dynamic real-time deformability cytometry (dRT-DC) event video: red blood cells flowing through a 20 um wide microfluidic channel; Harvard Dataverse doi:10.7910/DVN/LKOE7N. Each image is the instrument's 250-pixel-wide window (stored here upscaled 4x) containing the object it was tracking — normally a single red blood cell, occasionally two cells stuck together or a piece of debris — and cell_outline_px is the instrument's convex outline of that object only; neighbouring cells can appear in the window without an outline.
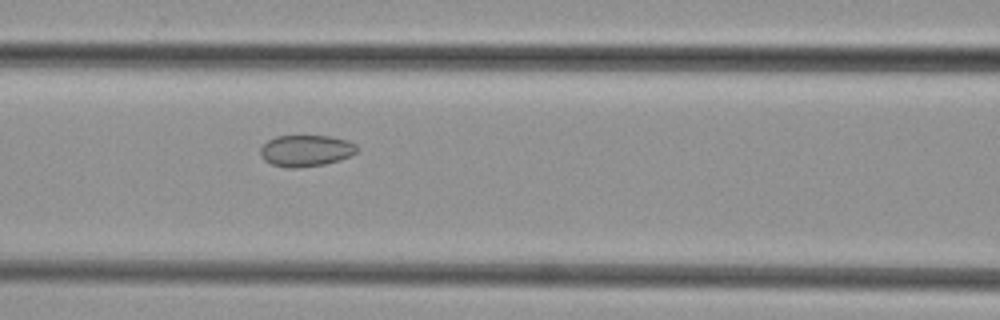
{"species": "common noctule bat (a hibernating species)", "species_latin": "Nyctalus noctula", "temperature_condition": "cold", "stored_images_in_passage": 36, "camera_frame_rate_fps": 3000, "um_per_image_px": 0.085, "animal": {"sex": "female", "body_mass_g": 29.2, "forearm_length_mm": 56.3}, "frame": {"image": 1, "passage_image": 9, "time_ms": 2.667, "image_size_px": [1000, 320], "cell_outline_px": [[360, 148], [356, 152], [340, 160], [324, 164], [296, 168], [288, 168], [272, 164], [264, 160], [260, 156], [260, 148], [268, 140], [276, 136], [332, 136], [348, 140], [356, 144]], "centroid_in_image_um": [26.01, 12.8], "position_along_channel_um": 140.6, "area_um2": 17.8}}
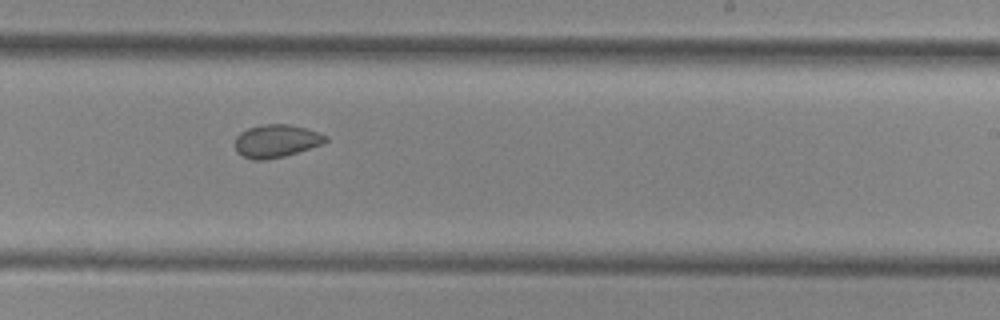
{"frame": {"image": 2, "passage_image": 18, "time_ms": 5.667, "image_size_px": [1000, 320], "cell_outline_px": [[328, 140], [324, 144], [284, 156], [264, 160], [252, 160], [236, 152], [236, 136], [240, 132], [248, 128], [264, 124], [288, 124], [304, 128], [328, 136]], "centroid_in_image_um": [23.48, 11.99], "position_along_channel_um": 265.5, "area_um2": 17.28}}
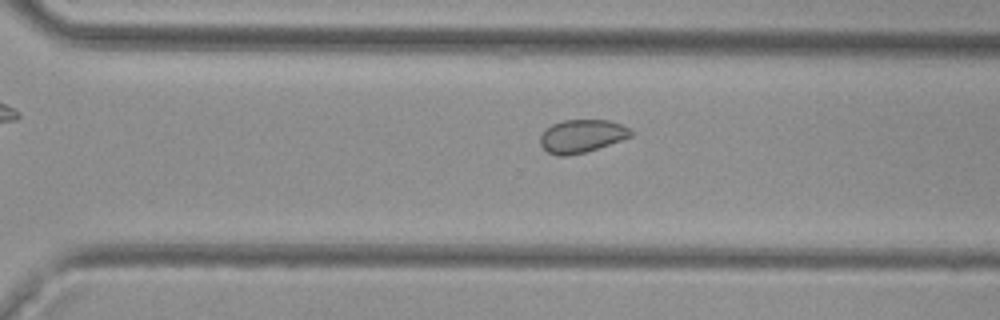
{"frame": {"image": 3, "passage_image": 22, "time_ms": 7.0, "image_size_px": [1000, 320], "cell_outline_px": [[636, 132], [632, 136], [584, 152], [568, 156], [556, 156], [548, 152], [540, 144], [540, 136], [544, 128], [552, 124], [564, 120], [608, 120], [632, 128]], "centroid_in_image_um": [49.44, 11.55], "position_along_channel_um": 321.2, "area_um2": 17.51}}